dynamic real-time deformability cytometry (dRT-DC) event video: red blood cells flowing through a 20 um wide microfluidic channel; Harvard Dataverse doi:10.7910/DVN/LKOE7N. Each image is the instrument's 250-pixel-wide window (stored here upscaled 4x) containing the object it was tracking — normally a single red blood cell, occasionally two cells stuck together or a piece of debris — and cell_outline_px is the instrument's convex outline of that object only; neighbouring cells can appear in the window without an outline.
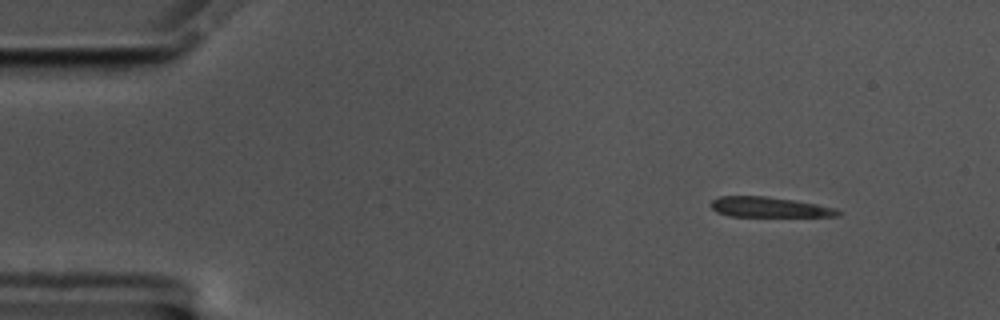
{"species": "common noctule bat (a hibernating species)", "species_latin": "Nyctalus noctula", "temperature_condition": "cold", "stored_images_in_passage": 52, "camera_frame_rate_fps": 3000, "um_per_image_px": 0.085, "animal": {"sex": "male", "body_mass_g": 17.5, "forearm_length_mm": 52.3}, "frame": {"image": 1, "passage_image": 1, "time_ms": 0.0, "image_size_px": [1000, 320], "cell_outline_px": [[840, 216], [728, 216], [716, 212], [712, 208], [712, 200], [720, 196], [764, 196], [792, 200], [816, 204], [832, 208], [840, 212]], "centroid_in_image_um": [65.32, 17.61], "position_along_channel_um": 19.7, "area_um2": 14.62}}
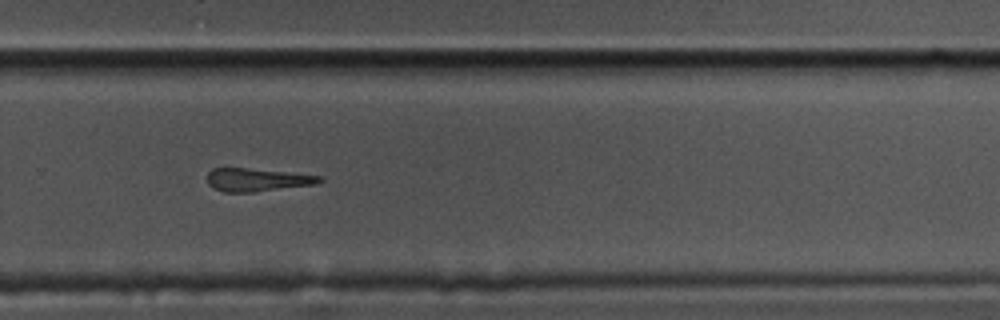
{"frame": {"image": 2, "passage_image": 33, "time_ms": 10.667, "image_size_px": [1000, 320], "cell_outline_px": [[324, 180], [316, 184], [252, 192], [224, 192], [212, 188], [208, 184], [208, 172], [212, 168], [244, 168], [284, 172], [320, 176]], "centroid_in_image_um": [21.8, 15.29], "position_along_channel_um": 308.0, "area_um2": 14.85}}
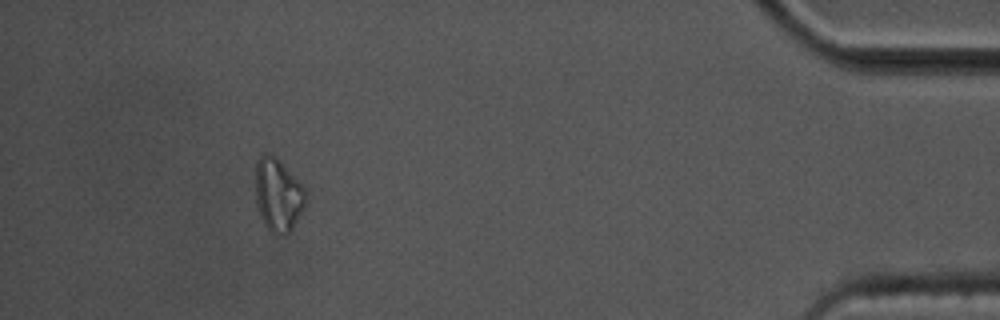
{"frame": {"image": 3, "passage_image": 47, "time_ms": 15.333, "image_size_px": [1000, 320], "cell_outline_px": [[308, 196], [304, 208], [292, 228], [288, 232], [272, 232], [264, 224], [260, 216], [256, 204], [256, 160], [264, 152], [268, 152], [308, 192]], "centroid_in_image_um": [23.62, 16.57], "position_along_channel_um": 411.6, "area_um2": 20.69}, "authors_computed_cell_mechanics": {"area_um2": 16.4441, "velocity_mm_per_s": 3.4954, "shape_relaxation_time_tau1_ms": 8.4435, "shape_relaxation_time_tau2_ms": 1.4032, "deformation_change_tau1": 0.2335, "deformation_change_tau2": 0.0996}}